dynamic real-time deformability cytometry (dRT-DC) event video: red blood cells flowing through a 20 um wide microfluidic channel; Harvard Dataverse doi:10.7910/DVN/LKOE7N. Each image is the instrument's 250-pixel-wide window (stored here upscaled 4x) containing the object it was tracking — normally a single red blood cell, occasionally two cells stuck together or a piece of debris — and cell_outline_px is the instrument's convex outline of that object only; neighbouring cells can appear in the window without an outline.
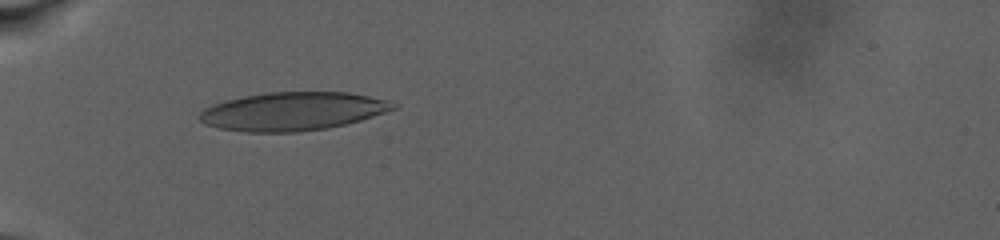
{"species": "human", "species_latin": "Homo sapiens", "temperature_condition": "warm", "stored_images_in_passage": 12, "camera_frame_rate_fps": 3000, "um_per_image_px": 0.085, "donor": {"sex": "male"}, "frame": {"image": 1, "passage_image": 10, "time_ms": 5.667, "image_size_px": [1000, 240], "cell_outline_px": [[400, 108], [360, 120], [328, 128], [296, 132], [244, 132], [216, 128], [204, 124], [196, 116], [204, 108], [212, 104], [244, 96], [264, 92], [348, 92], [388, 100], [400, 104]], "centroid_in_image_um": [24.88, 9.46], "position_along_channel_um": 60.1, "area_um2": 43.7}}
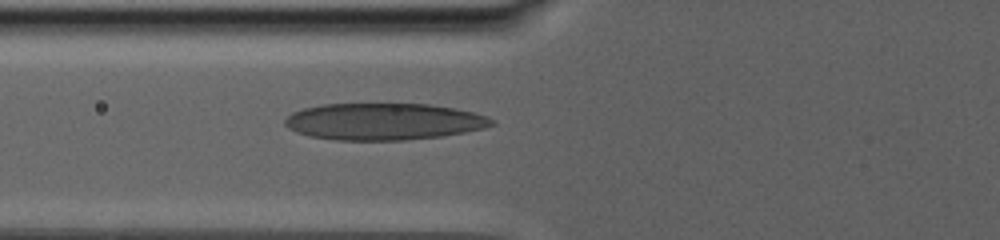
{"frame": {"image": 2, "passage_image": 12, "time_ms": 7.667, "image_size_px": [1000, 240], "cell_outline_px": [[496, 124], [484, 128], [444, 136], [408, 140], [332, 140], [308, 136], [296, 132], [288, 128], [284, 124], [284, 120], [292, 112], [304, 108], [320, 104], [428, 104], [456, 108], [488, 116], [496, 120]], "centroid_in_image_um": [32.63, 10.34], "position_along_channel_um": 93.2, "area_um2": 44.74}}